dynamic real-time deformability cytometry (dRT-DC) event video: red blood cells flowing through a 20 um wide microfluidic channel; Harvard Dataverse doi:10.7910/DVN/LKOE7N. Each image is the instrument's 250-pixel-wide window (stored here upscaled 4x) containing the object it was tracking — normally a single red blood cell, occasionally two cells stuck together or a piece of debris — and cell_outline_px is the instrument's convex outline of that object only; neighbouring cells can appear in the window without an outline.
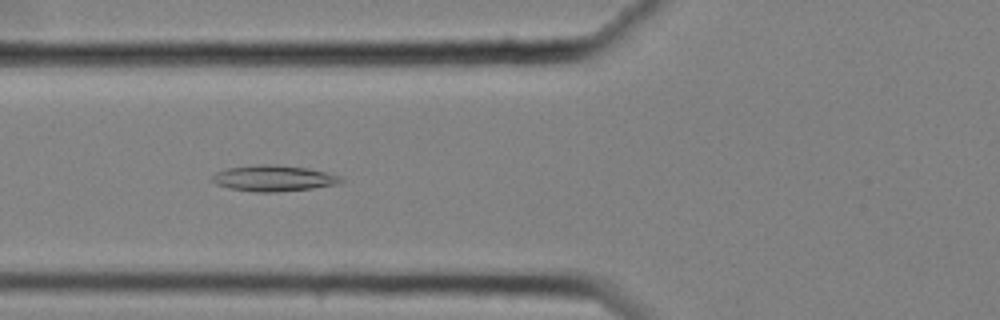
{"species": "common noctule bat (a hibernating species)", "species_latin": "Nyctalus noctula", "temperature_condition": "cold", "stored_images_in_passage": 39, "camera_frame_rate_fps": 3000, "um_per_image_px": 0.085, "animal": {"sex": "female", "body_mass_g": 25.1}, "frame": {"image": 1, "passage_image": 4, "time_ms": 1.0, "image_size_px": [1000, 320], "cell_outline_px": [[344, 180], [340, 184], [312, 188], [276, 192], [252, 192], [228, 188], [216, 184], [212, 180], [212, 176], [216, 172], [228, 168], [256, 164], [272, 164], [308, 168], [340, 176]], "centroid_in_image_um": [23.25, 15.15], "position_along_channel_um": 102.6, "area_um2": 19.54}}
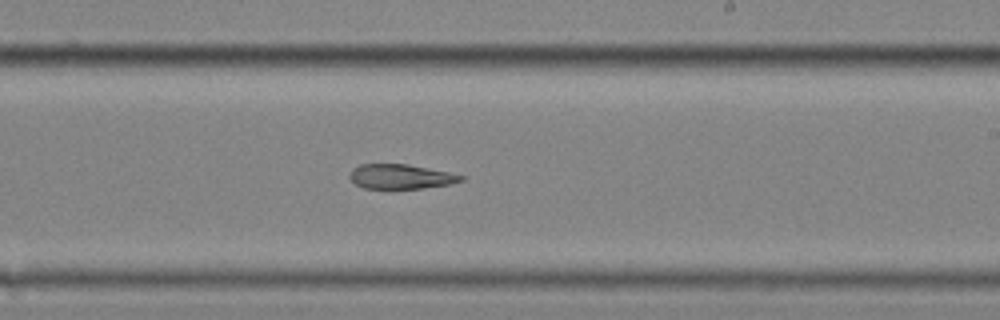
{"frame": {"image": 2, "passage_image": 17, "time_ms": 5.333, "image_size_px": [1000, 320], "cell_outline_px": [[468, 176], [464, 180], [448, 184], [424, 188], [364, 188], [356, 184], [348, 176], [352, 168], [360, 164], [408, 164]], "centroid_in_image_um": [34.07, 15.0], "position_along_channel_um": 254.9, "area_um2": 15.95}}
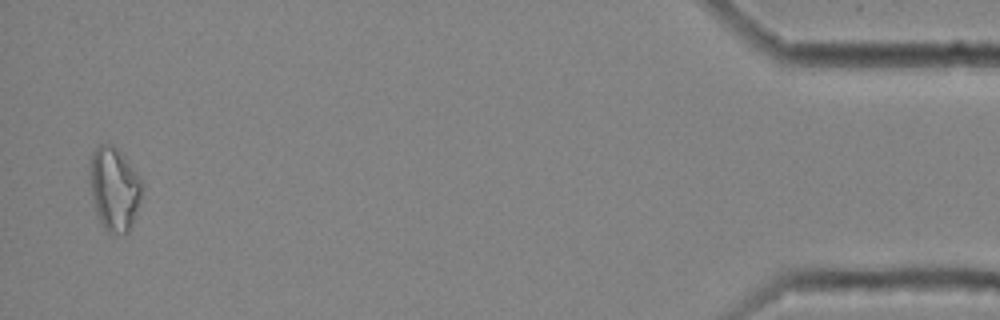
{"frame": {"image": 3, "passage_image": 38, "time_ms": 12.333, "image_size_px": [1000, 320], "cell_outline_px": [[144, 184], [140, 200], [132, 224], [128, 232], [124, 236], [108, 232], [104, 228], [96, 212], [92, 196], [92, 152], [96, 144], [112, 144], [124, 156]], "centroid_in_image_um": [9.75, 16.08], "position_along_channel_um": 425.4, "area_um2": 24.97}}